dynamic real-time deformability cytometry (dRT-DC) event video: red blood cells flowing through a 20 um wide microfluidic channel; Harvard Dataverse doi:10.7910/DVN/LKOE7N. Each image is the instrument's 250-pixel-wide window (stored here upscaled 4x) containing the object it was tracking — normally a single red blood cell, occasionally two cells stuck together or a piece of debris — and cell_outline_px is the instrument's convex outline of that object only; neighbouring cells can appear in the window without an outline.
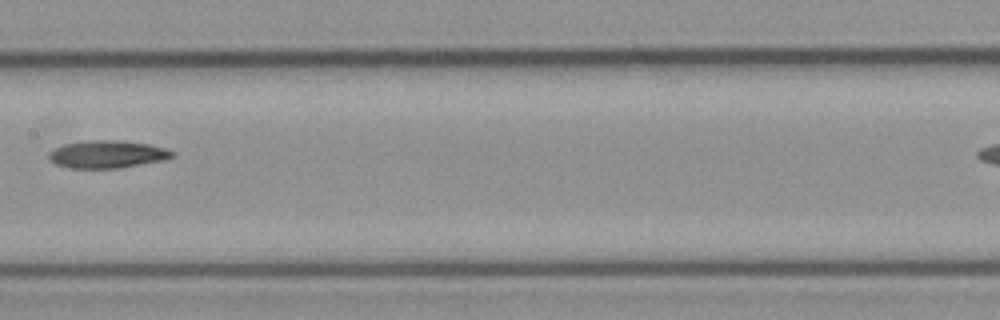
{"species": "common noctule bat (a hibernating species)", "species_latin": "Nyctalus noctula", "temperature_condition": "cold", "stored_images_in_passage": 9, "segment_of_instrument_passage": [1, 2], "camera_frame_rate_fps": 3000, "um_per_image_px": 0.085, "animal": {"sex": "female", "body_mass_g": 21.9}, "frame": {"image": 1, "passage_image": 7, "time_ms": 2.0, "image_size_px": [1000, 320], "cell_outline_px": [[176, 156], [164, 160], [120, 168], [72, 168], [56, 164], [48, 156], [56, 148], [64, 144], [88, 140], [120, 140], [148, 144], [164, 148], [176, 152]], "centroid_in_image_um": [9.19, 13.11], "position_along_channel_um": 198.2, "area_um2": 19.71}}
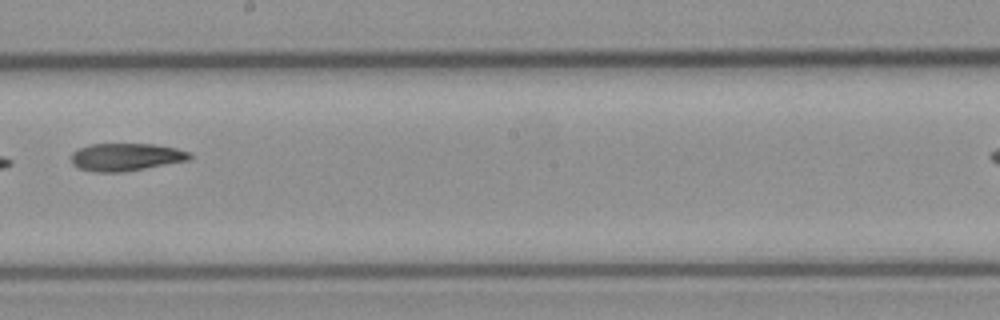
{"frame": {"image": 2, "passage_image": 8, "time_ms": 2.333, "image_size_px": [1000, 320], "cell_outline_px": [[192, 156], [188, 160], [144, 168], [120, 172], [92, 172], [80, 168], [72, 164], [72, 152], [88, 144], [152, 144], [176, 148], [188, 152]], "centroid_in_image_um": [10.66, 13.34], "position_along_channel_um": 237.5, "area_um2": 18.84}}